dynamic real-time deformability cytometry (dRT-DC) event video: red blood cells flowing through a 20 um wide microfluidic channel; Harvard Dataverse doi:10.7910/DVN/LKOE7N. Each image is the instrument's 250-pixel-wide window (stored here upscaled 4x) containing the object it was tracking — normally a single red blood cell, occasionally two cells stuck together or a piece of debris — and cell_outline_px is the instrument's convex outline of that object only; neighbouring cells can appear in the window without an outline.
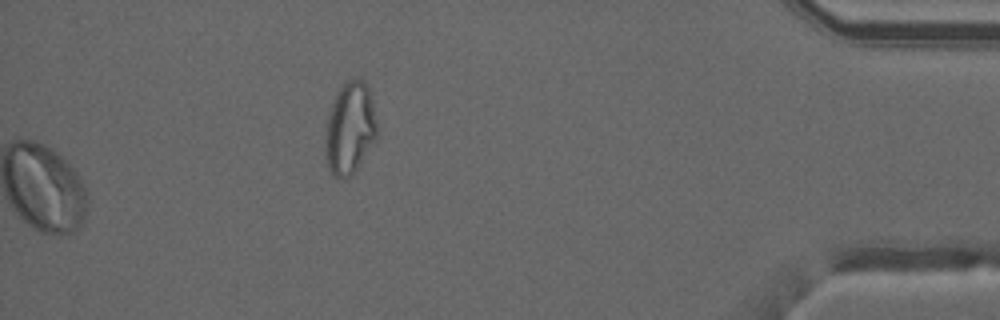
{"species": "common noctule bat (a hibernating species)", "species_latin": "Nyctalus noctula", "temperature_condition": "warm", "stored_images_in_passage": 29, "camera_frame_rate_fps": 3000, "um_per_image_px": 0.085, "animal": {"sex": "male", "forearm_length_mm": 52.5}, "frame": {"image": 1, "passage_image": 29, "time_ms": 9.333, "image_size_px": [1000, 320], "cell_outline_px": [[380, 128], [376, 140], [356, 172], [352, 176], [332, 176], [328, 168], [324, 152], [324, 132], [332, 100], [340, 84], [352, 76], [364, 80], [368, 84]], "centroid_in_image_um": [29.76, 10.86], "position_along_channel_um": 405.4, "area_um2": 29.19}, "authors_computed_cell_mechanics": {"area_um2": 24.5072, "velocity_mm_per_s": 4.1357, "shape_relaxation_time_tau1_ms": null, "shape_relaxation_time_tau2_ms": 1.1631, "deformation_change_tau1": null, "deformation_change_tau2": 0.082}}